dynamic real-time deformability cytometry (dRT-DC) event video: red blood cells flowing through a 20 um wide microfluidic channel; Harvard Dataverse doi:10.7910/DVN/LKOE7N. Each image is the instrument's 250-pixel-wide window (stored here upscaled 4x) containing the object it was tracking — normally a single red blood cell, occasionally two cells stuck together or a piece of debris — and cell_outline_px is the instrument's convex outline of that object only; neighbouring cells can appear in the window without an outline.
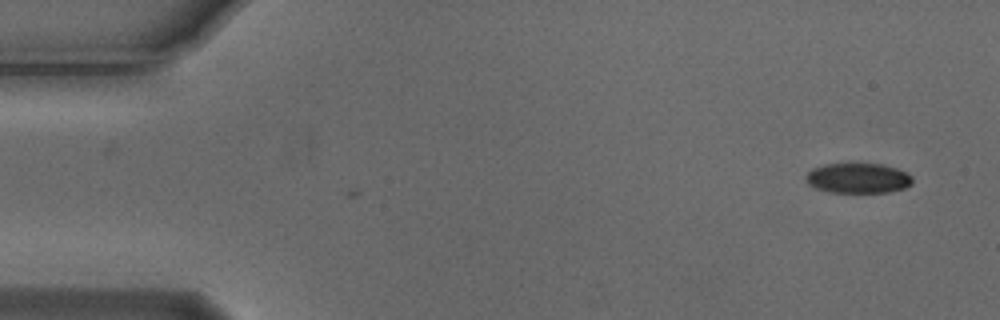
{"species": "Egyptian fruit bat (a non-hibernating species)", "species_latin": "Rousettus aegyptiacus", "temperature_condition": "cold", "stored_images_in_passage": 3, "camera_frame_rate_fps": 3000, "um_per_image_px": 0.085, "animal": {"sex": "male"}, "frame": {"image": 1, "passage_image": 3, "time_ms": 0.667, "image_size_px": [1000, 320], "cell_outline_px": [[912, 184], [904, 188], [888, 192], [828, 192], [816, 188], [808, 180], [808, 172], [812, 168], [824, 164], [880, 164], [896, 168], [908, 172], [912, 176]], "centroid_in_image_um": [72.99, 15.14], "position_along_channel_um": 12.0, "area_um2": 18.44}}